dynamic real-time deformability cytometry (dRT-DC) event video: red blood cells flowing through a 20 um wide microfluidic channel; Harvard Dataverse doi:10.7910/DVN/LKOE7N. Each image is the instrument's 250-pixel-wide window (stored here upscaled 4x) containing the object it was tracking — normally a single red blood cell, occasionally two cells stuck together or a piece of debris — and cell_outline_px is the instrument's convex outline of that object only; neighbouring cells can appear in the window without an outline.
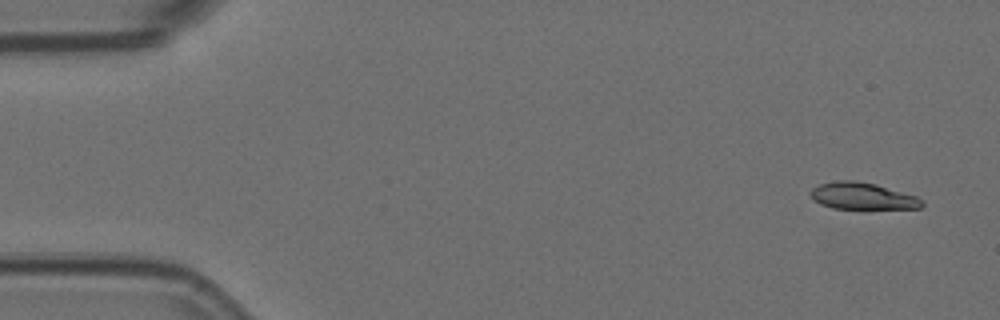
{"species": "Egyptian fruit bat (a non-hibernating species)", "species_latin": "Rousettus aegyptiacus", "temperature_condition": "room temperature", "stored_images_in_passage": 5, "camera_frame_rate_fps": 3000, "um_per_image_px": 0.085, "animal": {"sex": "female"}, "frame": {"image": 1, "passage_image": 1, "time_ms": 0.0, "image_size_px": [1000, 320], "cell_outline_px": [[924, 204], [920, 208], [832, 208], [820, 204], [812, 200], [808, 192], [812, 188], [820, 184], [836, 180], [856, 180], [876, 184], [916, 196], [924, 200]], "centroid_in_image_um": [73.26, 16.65], "position_along_channel_um": 11.7, "area_um2": 17.46}}
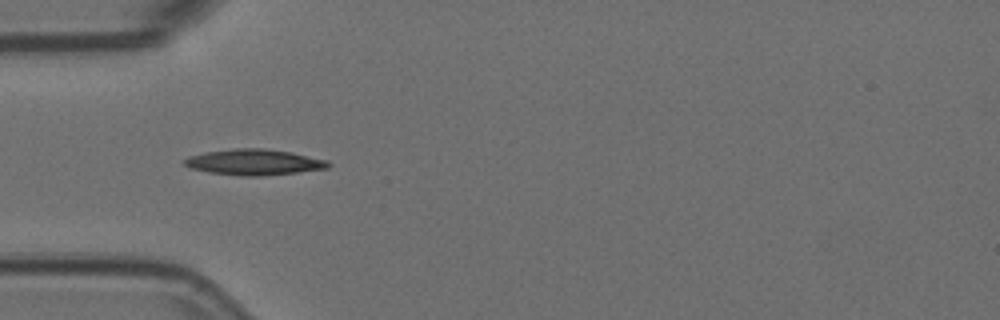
{"frame": {"image": 2, "passage_image": 5, "time_ms": 1.333, "image_size_px": [1000, 320], "cell_outline_px": [[332, 164], [328, 168], [296, 172], [260, 176], [244, 176], [208, 172], [188, 168], [184, 164], [184, 160], [188, 156], [204, 152], [232, 148], [264, 148], [292, 152], [328, 160]], "centroid_in_image_um": [21.58, 13.77], "position_along_channel_um": 63.4, "area_um2": 21.79}}